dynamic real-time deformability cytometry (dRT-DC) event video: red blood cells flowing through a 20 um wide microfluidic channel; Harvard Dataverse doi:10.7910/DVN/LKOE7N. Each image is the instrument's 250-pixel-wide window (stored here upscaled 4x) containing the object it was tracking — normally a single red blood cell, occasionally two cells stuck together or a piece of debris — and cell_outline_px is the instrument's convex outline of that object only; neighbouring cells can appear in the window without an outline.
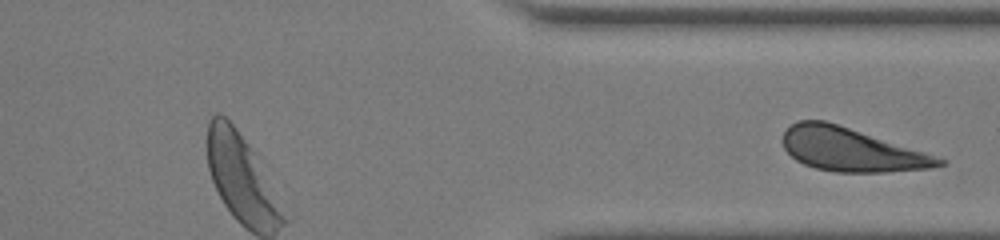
{"species": "human", "species_latin": "Homo sapiens", "temperature_condition": "warm", "stored_images_in_passage": 30, "segment_of_instrument_passage": [2, 2], "camera_frame_rate_fps": 3000, "um_per_image_px": 0.085, "donor": {"sex": "male"}, "frame": {"image": 1, "passage_image": 30, "time_ms": 9.667, "image_size_px": [1000, 240], "cell_outline_px": [[948, 160], [944, 164], [932, 168], [884, 172], [836, 172], [816, 168], [804, 164], [796, 160], [784, 148], [784, 132], [792, 124], [800, 120], [824, 120], [924, 152]], "centroid_in_image_um": [72.35, 12.73], "position_along_channel_um": 339.1, "area_um2": 38.78}}